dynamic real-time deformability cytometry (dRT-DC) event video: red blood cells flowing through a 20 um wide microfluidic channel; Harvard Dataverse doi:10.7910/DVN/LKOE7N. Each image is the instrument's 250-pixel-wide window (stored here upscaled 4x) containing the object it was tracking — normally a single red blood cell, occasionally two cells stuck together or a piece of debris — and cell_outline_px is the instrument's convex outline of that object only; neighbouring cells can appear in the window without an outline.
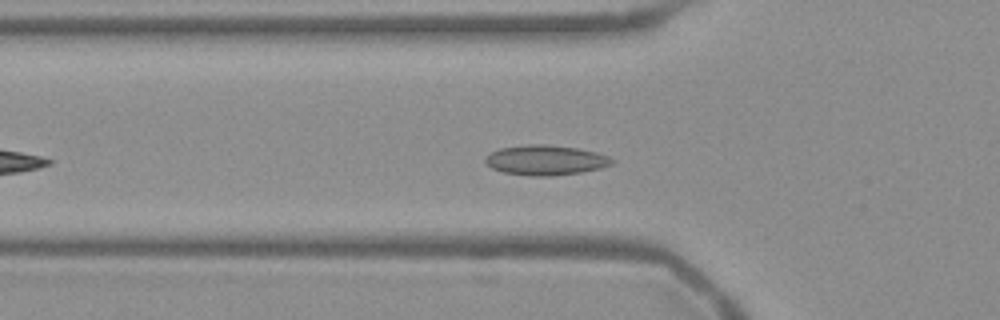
{"species": "Egyptian fruit bat (a non-hibernating species)", "species_latin": "Rousettus aegyptiacus", "temperature_condition": "warm", "stored_images_in_passage": 35, "camera_frame_rate_fps": 3000, "um_per_image_px": 0.085, "frame": {"image": 1, "passage_image": 9, "time_ms": 2.667, "image_size_px": [1000, 320], "cell_outline_px": [[612, 164], [600, 168], [580, 172], [552, 176], [532, 176], [504, 172], [492, 168], [484, 160], [492, 152], [500, 148], [528, 144], [544, 144], [576, 148], [596, 152], [608, 156], [612, 160]], "centroid_in_image_um": [46.37, 13.61], "position_along_channel_um": 79.4, "area_um2": 21.79}}
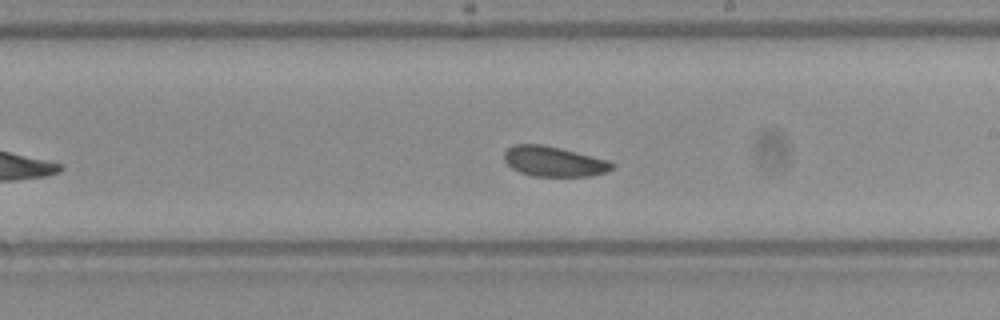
{"frame": {"image": 2, "passage_image": 22, "time_ms": 7.0, "image_size_px": [1000, 320], "cell_outline_px": [[616, 164], [612, 168], [604, 172], [588, 176], [532, 176], [520, 172], [512, 168], [504, 160], [504, 152], [508, 148], [516, 144], [540, 144], [560, 148], [608, 160]], "centroid_in_image_um": [47.05, 13.72], "position_along_channel_um": 241.9, "area_um2": 18.73}}
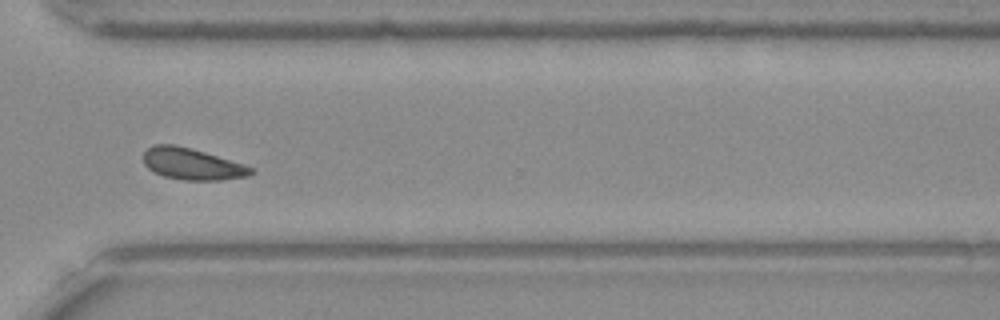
{"frame": {"image": 3, "passage_image": 31, "time_ms": 10.0, "image_size_px": [1000, 320], "cell_outline_px": [[256, 172], [248, 176], [220, 180], [184, 180], [164, 176], [148, 168], [144, 164], [144, 152], [152, 144], [176, 144], [192, 148], [244, 164], [252, 168]], "centroid_in_image_um": [16.33, 13.93], "position_along_channel_um": 354.3, "area_um2": 19.77}, "authors_computed_cell_mechanics": {"area_um2": 19.9988, "velocity_mm_per_s": 3.7393, "shape_relaxation_time_tau1_ms": 2.0333, "shape_relaxation_time_tau2_ms": 3.9153, "deformation_change_tau1": 0.0357, "deformation_change_tau2": 0.0805}}